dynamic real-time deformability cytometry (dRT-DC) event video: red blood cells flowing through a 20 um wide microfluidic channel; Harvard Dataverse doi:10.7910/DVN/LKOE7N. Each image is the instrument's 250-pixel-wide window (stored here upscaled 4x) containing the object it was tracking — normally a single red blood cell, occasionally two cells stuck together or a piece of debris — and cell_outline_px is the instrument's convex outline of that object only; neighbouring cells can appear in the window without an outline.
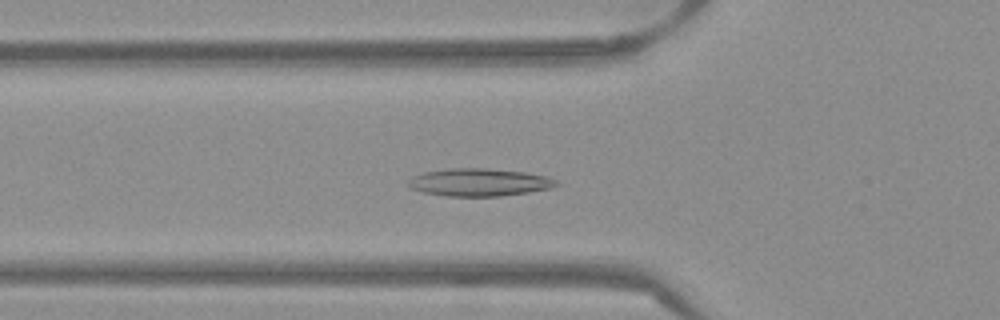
{"species": "Egyptian fruit bat (a non-hibernating species)", "species_latin": "Rousettus aegyptiacus", "temperature_condition": "warm", "stored_images_in_passage": 34, "camera_frame_rate_fps": 3000, "um_per_image_px": 0.085, "frame": {"image": 1, "passage_image": 9, "time_ms": 2.667, "image_size_px": [1000, 320], "cell_outline_px": [[560, 184], [552, 188], [528, 192], [500, 196], [448, 196], [424, 192], [412, 188], [408, 184], [408, 180], [412, 176], [424, 172], [448, 168], [488, 168], [524, 172], [544, 176], [556, 180]], "centroid_in_image_um": [40.73, 15.49], "position_along_channel_um": 85.1, "area_um2": 23.76}}
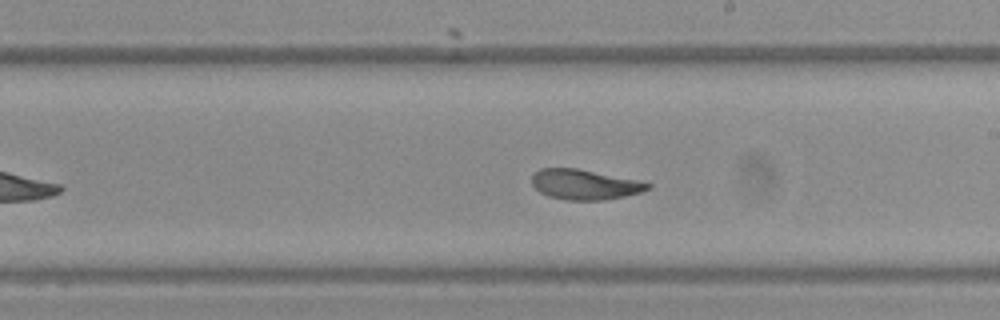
{"frame": {"image": 2, "passage_image": 21, "time_ms": 6.667, "image_size_px": [1000, 320], "cell_outline_px": [[652, 188], [640, 192], [624, 196], [604, 200], [568, 200], [548, 196], [540, 192], [532, 184], [532, 176], [540, 168], [576, 168], [640, 180], [652, 184]], "centroid_in_image_um": [49.72, 15.68], "position_along_channel_um": 239.3, "area_um2": 20.35}}
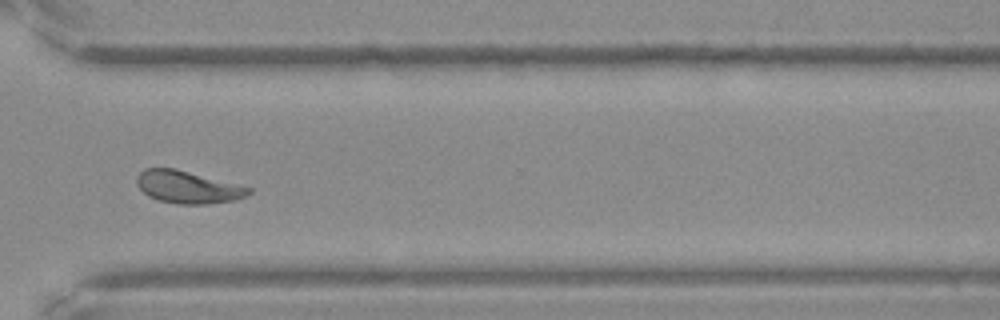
{"frame": {"image": 3, "passage_image": 30, "time_ms": 9.667, "image_size_px": [1000, 320], "cell_outline_px": [[252, 192], [244, 196], [232, 200], [208, 204], [180, 204], [160, 200], [148, 196], [136, 184], [136, 176], [144, 168], [176, 168], [252, 188]], "centroid_in_image_um": [15.93, 15.89], "position_along_channel_um": 354.7, "area_um2": 20.98}, "authors_computed_cell_mechanics": {"area_um2": 21.0103, "velocity_mm_per_s": 3.8334, "shape_relaxation_time_tau1_ms": null, "shape_relaxation_time_tau2_ms": 1.7026, "deformation_change_tau1": null, "deformation_change_tau2": 0.0701}}